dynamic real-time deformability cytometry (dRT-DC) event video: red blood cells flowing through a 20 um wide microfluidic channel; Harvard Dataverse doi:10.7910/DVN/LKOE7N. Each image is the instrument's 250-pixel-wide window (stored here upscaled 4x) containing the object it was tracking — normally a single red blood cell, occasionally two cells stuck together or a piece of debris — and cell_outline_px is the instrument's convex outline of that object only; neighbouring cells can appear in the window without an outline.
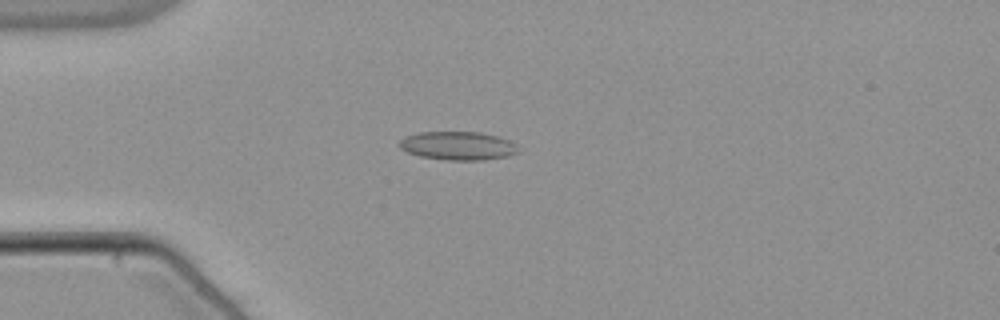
{"species": "common noctule bat (a hibernating species)", "species_latin": "Nyctalus noctula", "temperature_condition": "warm", "stored_images_in_passage": 54, "camera_frame_rate_fps": 3000, "um_per_image_px": 0.085, "animal": {"sex": "male", "body_mass_g": 21.5, "forearm_length_mm": 52.0}, "frame": {"image": 1, "passage_image": 15, "time_ms": 4.667, "image_size_px": [1000, 320], "cell_outline_px": [[520, 152], [508, 156], [484, 160], [444, 160], [420, 156], [408, 152], [400, 148], [396, 144], [404, 136], [420, 132], [480, 132], [496, 136], [508, 140], [516, 144]], "centroid_in_image_um": [38.9, 12.39], "position_along_channel_um": 46.1, "area_um2": 19.88}}
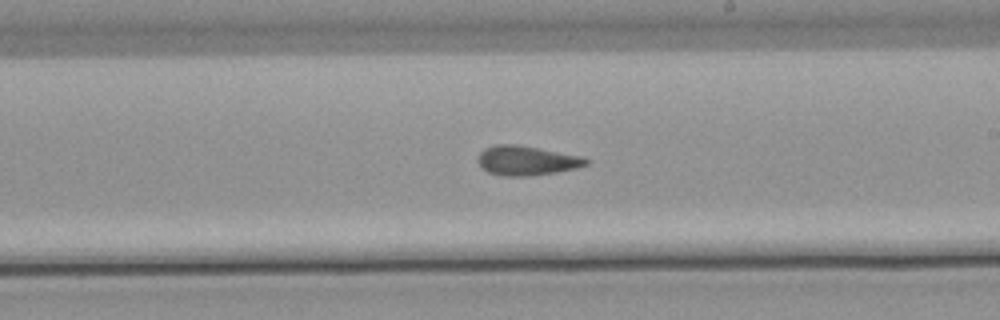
{"frame": {"image": 2, "passage_image": 32, "time_ms": 10.333, "image_size_px": [1000, 320], "cell_outline_px": [[588, 164], [576, 168], [556, 172], [524, 176], [504, 176], [488, 172], [476, 160], [476, 156], [484, 148], [496, 144], [516, 144], [540, 148], [584, 156], [588, 160]], "centroid_in_image_um": [44.75, 13.63], "position_along_channel_um": 244.2, "area_um2": 18.67}}
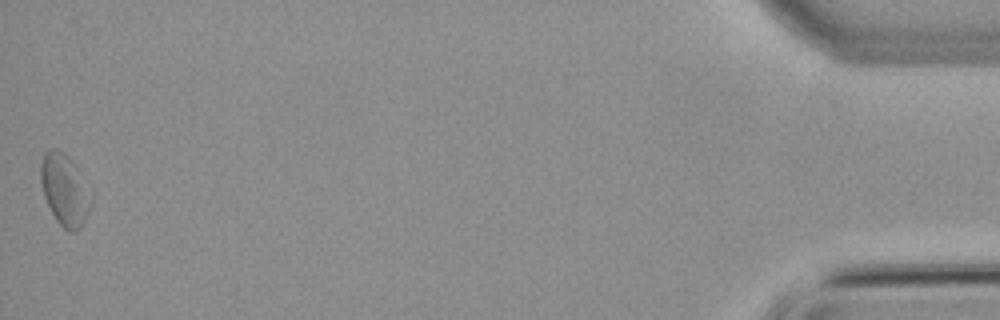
{"frame": {"image": 3, "passage_image": 54, "time_ms": 17.667, "image_size_px": [1000, 320], "cell_outline_px": [[92, 204], [80, 228], [76, 232], [72, 232], [64, 228], [56, 220], [44, 196], [40, 180], [40, 164], [44, 152], [52, 148], [56, 148], [64, 152], [72, 160], [92, 196]], "centroid_in_image_um": [5.48, 16.12], "position_along_channel_um": 429.7, "area_um2": 20.87}, "authors_computed_cell_mechanics": {"area_um2": 18.9873, "velocity_mm_per_s": 3.8463, "shape_relaxation_time_tau1_ms": null, "shape_relaxation_time_tau2_ms": 3.7836, "deformation_change_tau1": null, "deformation_change_tau2": 0.1031}}